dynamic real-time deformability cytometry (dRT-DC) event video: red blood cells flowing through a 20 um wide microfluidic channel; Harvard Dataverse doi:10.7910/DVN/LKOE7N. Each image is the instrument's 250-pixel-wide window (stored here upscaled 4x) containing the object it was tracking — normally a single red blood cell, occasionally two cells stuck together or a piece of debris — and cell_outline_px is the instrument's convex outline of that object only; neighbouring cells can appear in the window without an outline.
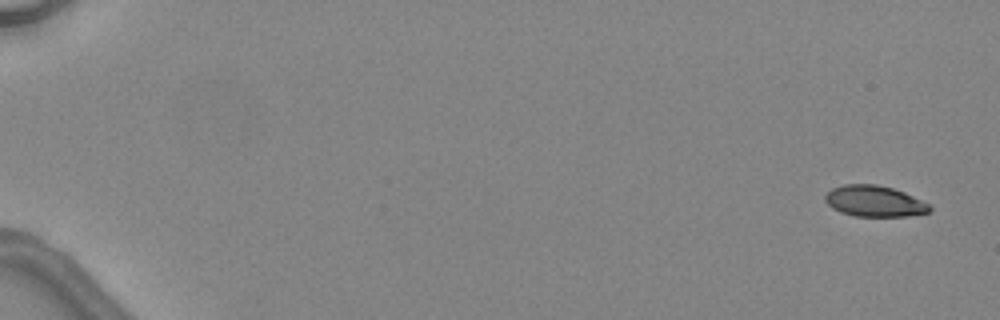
{"species": "common noctule bat (a hibernating species)", "species_latin": "Nyctalus noctula", "temperature_condition": "warm", "stored_images_in_passage": 7, "camera_frame_rate_fps": 3000, "um_per_image_px": 0.085, "animal": {"sex": "female", "body_mass_g": 24.6, "forearm_length_mm": 56.2}, "frame": {"image": 1, "passage_image": 1, "time_ms": 0.0, "image_size_px": [1000, 320], "cell_outline_px": [[932, 208], [928, 212], [908, 216], [856, 216], [840, 212], [832, 208], [824, 200], [824, 196], [832, 188], [844, 184], [876, 184], [892, 188], [904, 192], [928, 204]], "centroid_in_image_um": [74.29, 17.09], "position_along_channel_um": 10.7, "area_um2": 18.79}}